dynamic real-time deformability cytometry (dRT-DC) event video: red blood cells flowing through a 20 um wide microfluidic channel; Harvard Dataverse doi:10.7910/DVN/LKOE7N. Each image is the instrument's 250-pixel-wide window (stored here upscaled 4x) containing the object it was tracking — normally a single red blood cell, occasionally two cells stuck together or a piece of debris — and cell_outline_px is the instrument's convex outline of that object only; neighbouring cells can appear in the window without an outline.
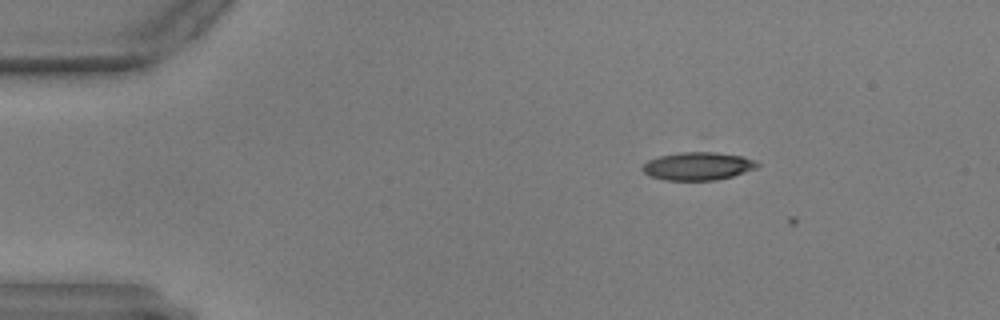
{"species": "common noctule bat (a hibernating species)", "species_latin": "Nyctalus noctula", "temperature_condition": "warm", "stored_images_in_passage": 11, "camera_frame_rate_fps": 3000, "um_per_image_px": 0.085, "animal": {"sex": "male", "body_mass_g": 17.9, "forearm_length_mm": 54.2}, "frame": {"image": 1, "passage_image": 9, "time_ms": 2.667, "image_size_px": [1000, 320], "cell_outline_px": [[760, 164], [756, 168], [732, 176], [716, 180], [664, 180], [652, 176], [644, 172], [640, 168], [648, 160], [660, 156], [680, 152], [716, 152], [744, 156], [756, 160]], "centroid_in_image_um": [59.34, 14.11], "position_along_channel_um": 25.7, "area_um2": 18.73}}